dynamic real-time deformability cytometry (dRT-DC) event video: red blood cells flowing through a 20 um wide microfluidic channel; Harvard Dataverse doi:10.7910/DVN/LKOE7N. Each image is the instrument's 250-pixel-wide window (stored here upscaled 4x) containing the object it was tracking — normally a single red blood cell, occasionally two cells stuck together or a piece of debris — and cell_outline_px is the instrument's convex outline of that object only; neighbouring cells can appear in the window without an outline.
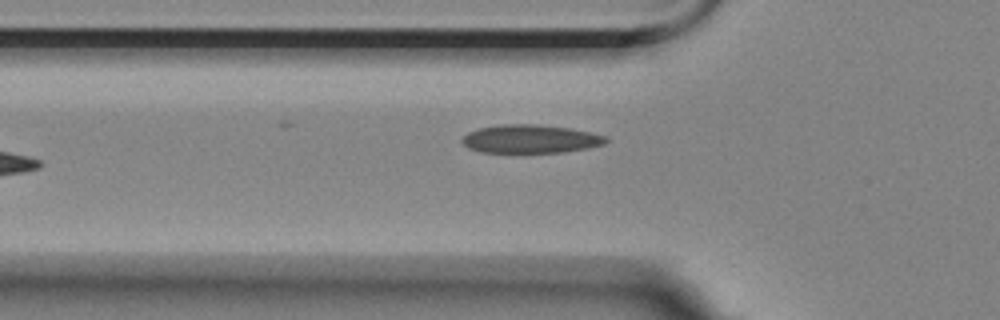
{"species": "Egyptian fruit bat (a non-hibernating species)", "species_latin": "Rousettus aegyptiacus", "temperature_condition": "room temperature", "stored_images_in_passage": 7, "camera_frame_rate_fps": 3000, "um_per_image_px": 0.085, "animal": {"sex": "female"}, "frame": {"image": 1, "passage_image": 7, "time_ms": 7.0, "image_size_px": [1000, 320], "cell_outline_px": [[608, 140], [604, 144], [588, 148], [564, 152], [480, 152], [468, 148], [460, 140], [468, 132], [480, 128], [504, 124], [536, 124], [572, 128], [592, 132], [608, 136]], "centroid_in_image_um": [45.13, 11.8], "position_along_channel_um": 80.7, "area_um2": 23.87}}